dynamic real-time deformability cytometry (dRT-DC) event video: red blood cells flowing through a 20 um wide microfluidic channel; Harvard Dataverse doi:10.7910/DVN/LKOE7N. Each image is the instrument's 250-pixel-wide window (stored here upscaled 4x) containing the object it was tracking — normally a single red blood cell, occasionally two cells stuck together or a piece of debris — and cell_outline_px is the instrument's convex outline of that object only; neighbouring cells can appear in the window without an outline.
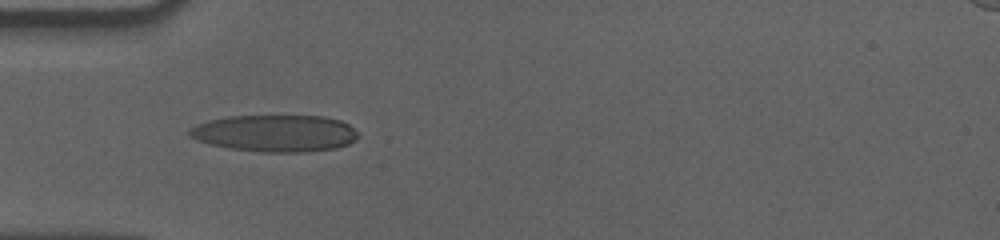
{"species": "human", "species_latin": "Homo sapiens", "temperature_condition": "cold", "stored_images_in_passage": 4, "camera_frame_rate_fps": 3000, "um_per_image_px": 0.085, "donor": {"sex": "male"}, "frame": {"image": 1, "passage_image": 1, "time_ms": 0.0, "image_size_px": [1000, 240], "cell_outline_px": [[356, 140], [348, 144], [336, 148], [308, 152], [260, 152], [232, 148], [208, 144], [188, 136], [188, 128], [208, 120], [228, 116], [324, 116], [340, 120], [348, 124], [356, 132]], "centroid_in_image_um": [23.36, 11.33], "position_along_channel_um": 61.6, "area_um2": 36.3}}
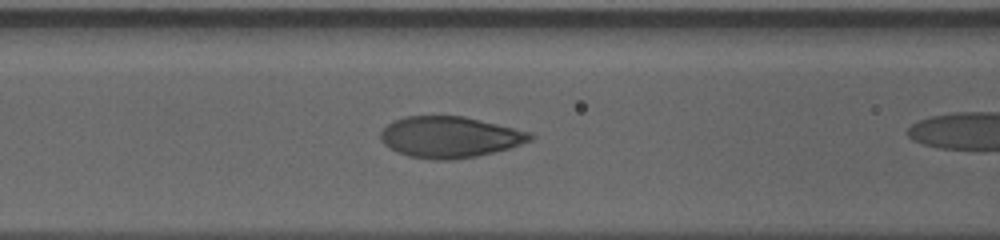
{"frame": {"image": 2, "passage_image": 3, "time_ms": 0.667, "image_size_px": [1000, 240], "cell_outline_px": [[536, 136], [532, 140], [508, 148], [476, 156], [452, 160], [432, 160], [408, 156], [396, 152], [384, 144], [380, 140], [380, 132], [392, 120], [404, 116], [464, 116], [532, 132]], "centroid_in_image_um": [38.21, 11.65], "position_along_channel_um": 128.4, "area_um2": 36.07}}